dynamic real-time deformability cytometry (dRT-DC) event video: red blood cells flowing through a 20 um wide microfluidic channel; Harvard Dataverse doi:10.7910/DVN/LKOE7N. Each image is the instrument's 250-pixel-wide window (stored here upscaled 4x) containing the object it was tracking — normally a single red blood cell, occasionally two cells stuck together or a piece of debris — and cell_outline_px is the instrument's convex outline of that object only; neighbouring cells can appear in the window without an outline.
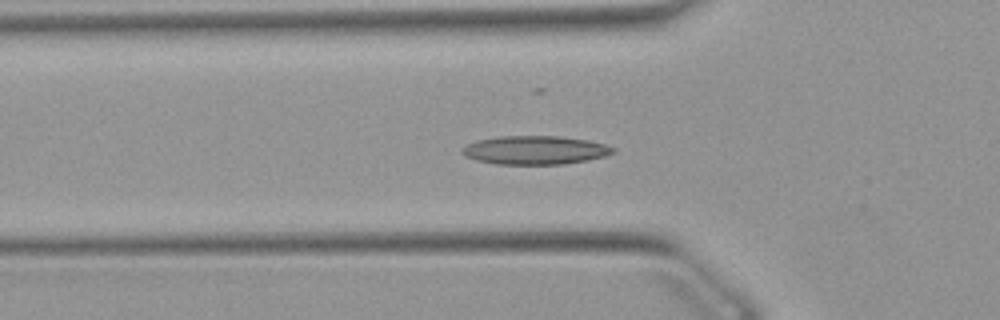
{"species": "Egyptian fruit bat (a non-hibernating species)", "species_latin": "Rousettus aegyptiacus", "temperature_condition": "warm", "stored_images_in_passage": 40, "camera_frame_rate_fps": 3000, "um_per_image_px": 0.085, "animal": {"sex": "female"}, "frame": {"image": 1, "passage_image": 6, "time_ms": 1.667, "image_size_px": [1000, 320], "cell_outline_px": [[616, 152], [604, 156], [588, 160], [564, 164], [496, 164], [476, 160], [464, 156], [460, 152], [468, 144], [476, 140], [500, 136], [560, 136], [588, 140], [604, 144], [616, 148]], "centroid_in_image_um": [45.49, 12.76], "position_along_channel_um": 80.3, "area_um2": 25.2}}
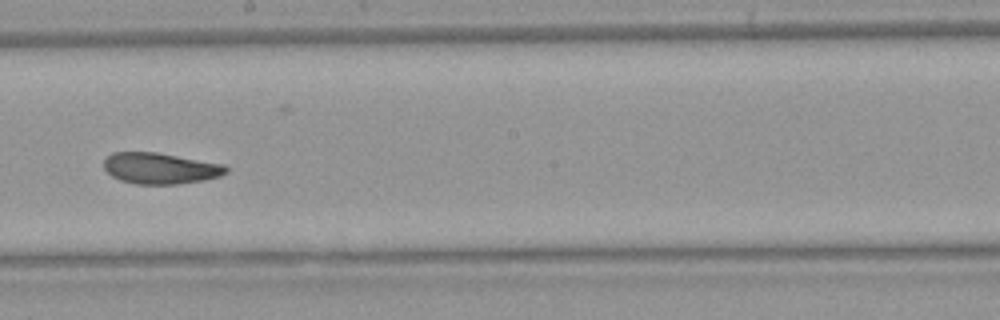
{"frame": {"image": 2, "passage_image": 18, "time_ms": 5.667, "image_size_px": [1000, 320], "cell_outline_px": [[228, 172], [220, 176], [204, 180], [180, 184], [136, 184], [120, 180], [112, 176], [104, 168], [104, 160], [112, 152], [156, 152], [224, 164], [228, 168]], "centroid_in_image_um": [13.64, 14.31], "position_along_channel_um": 234.6, "area_um2": 22.2}}
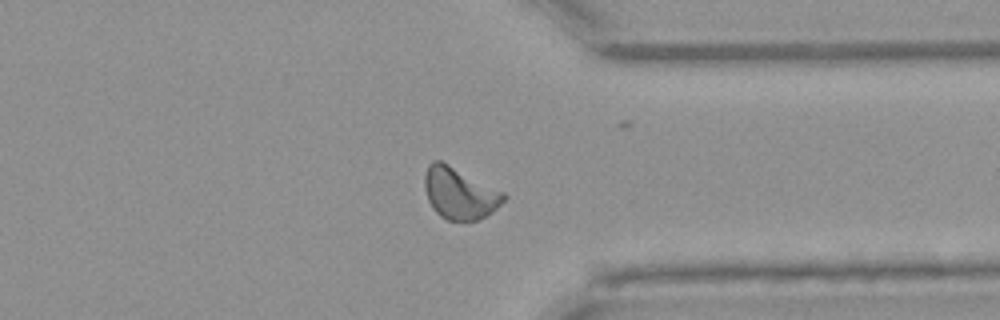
{"frame": {"image": 3, "passage_image": 29, "time_ms": 9.333, "image_size_px": [1000, 320], "cell_outline_px": [[508, 196], [492, 212], [476, 220], [448, 220], [440, 216], [432, 208], [428, 200], [424, 188], [424, 176], [428, 164], [432, 160], [440, 160], [504, 192]], "centroid_in_image_um": [39.03, 16.42], "position_along_channel_um": 372.4, "area_um2": 23.58}, "authors_computed_cell_mechanics": {"area_um2": 22.6576, "velocity_mm_per_s": 3.8637, "shape_relaxation_time_tau1_ms": 6.9267, "shape_relaxation_time_tau2_ms": 3.2698, "deformation_change_tau1": 0.1753, "deformation_change_tau2": 0.0991}}